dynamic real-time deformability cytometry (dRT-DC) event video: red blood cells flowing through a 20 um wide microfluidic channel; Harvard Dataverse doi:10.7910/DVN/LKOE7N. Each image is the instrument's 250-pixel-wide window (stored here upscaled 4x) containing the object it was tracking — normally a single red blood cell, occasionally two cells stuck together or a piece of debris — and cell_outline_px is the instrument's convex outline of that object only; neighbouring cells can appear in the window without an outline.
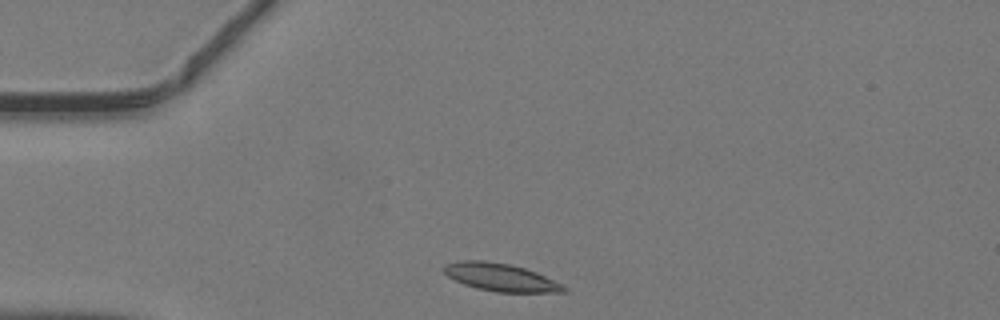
{"species": "common noctule bat (a hibernating species)", "species_latin": "Nyctalus noctula", "temperature_condition": "warm", "stored_images_in_passage": 36, "camera_frame_rate_fps": 3000, "um_per_image_px": 0.085, "animal": {"sex": "male", "body_mass_g": 19.2, "forearm_length_mm": 51.8}, "frame": {"image": 1, "passage_image": 1, "time_ms": 0.0, "image_size_px": [1000, 320], "cell_outline_px": [[568, 288], [564, 292], [496, 292], [476, 288], [464, 284], [448, 276], [444, 272], [444, 264], [456, 260], [484, 260], [512, 264], [536, 272], [564, 284]], "centroid_in_image_um": [42.56, 23.56], "position_along_channel_um": 42.4, "area_um2": 19.54}}
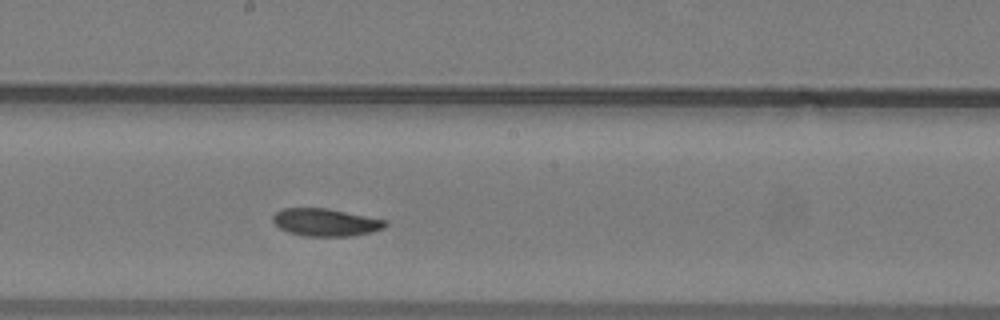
{"frame": {"image": 2, "passage_image": 15, "time_ms": 4.667, "image_size_px": [1000, 320], "cell_outline_px": [[388, 224], [384, 228], [372, 232], [352, 236], [304, 236], [288, 232], [280, 228], [272, 220], [272, 216], [276, 212], [284, 208], [328, 208], [388, 220]], "centroid_in_image_um": [27.71, 18.9], "position_along_channel_um": 220.5, "area_um2": 18.21}}
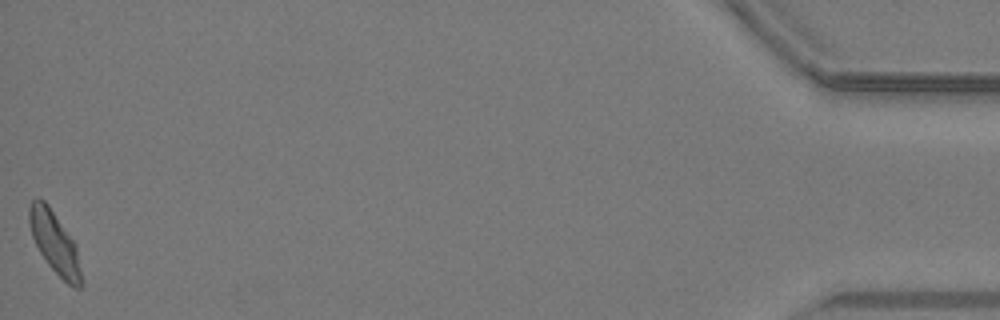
{"frame": {"image": 3, "passage_image": 36, "time_ms": 11.667, "image_size_px": [1000, 320], "cell_outline_px": [[84, 284], [80, 288], [72, 288], [48, 264], [40, 252], [32, 236], [28, 224], [28, 204], [36, 196], [44, 200], [48, 204], [76, 244], [84, 280]], "centroid_in_image_um": [4.66, 20.63], "position_along_channel_um": 430.5, "area_um2": 19.13}}